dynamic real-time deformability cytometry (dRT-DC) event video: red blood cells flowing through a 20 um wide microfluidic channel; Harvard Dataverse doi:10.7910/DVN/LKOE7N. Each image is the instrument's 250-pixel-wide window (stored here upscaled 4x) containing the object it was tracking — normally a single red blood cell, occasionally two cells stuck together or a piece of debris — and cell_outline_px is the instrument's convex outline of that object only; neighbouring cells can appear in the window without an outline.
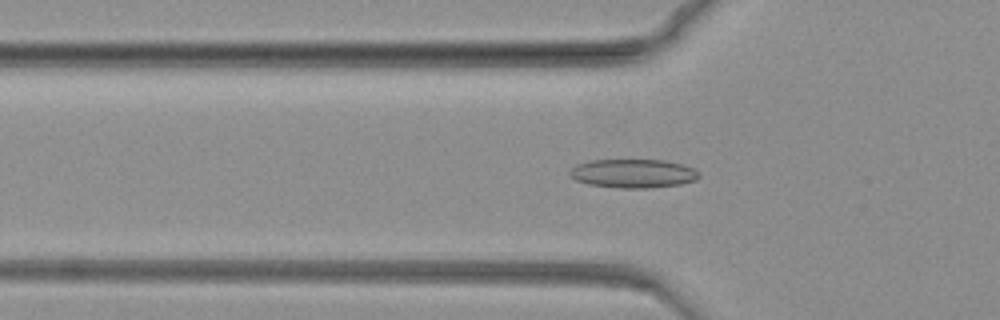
{"species": "common noctule bat (a hibernating species)", "species_latin": "Nyctalus noctula", "temperature_condition": "warm", "stored_images_in_passage": 61, "camera_frame_rate_fps": 3000, "um_per_image_px": 0.085, "animal": {"sex": "female", "body_mass_g": 19.3, "forearm_length_mm": 54.1}, "frame": {"image": 1, "passage_image": 5, "time_ms": 1.333, "image_size_px": [1000, 320], "cell_outline_px": [[700, 176], [696, 180], [680, 184], [648, 188], [620, 188], [588, 184], [576, 180], [568, 172], [576, 164], [588, 160], [664, 160], [696, 168], [700, 172]], "centroid_in_image_um": [53.84, 14.74], "position_along_channel_um": 72.0, "area_um2": 21.73}}
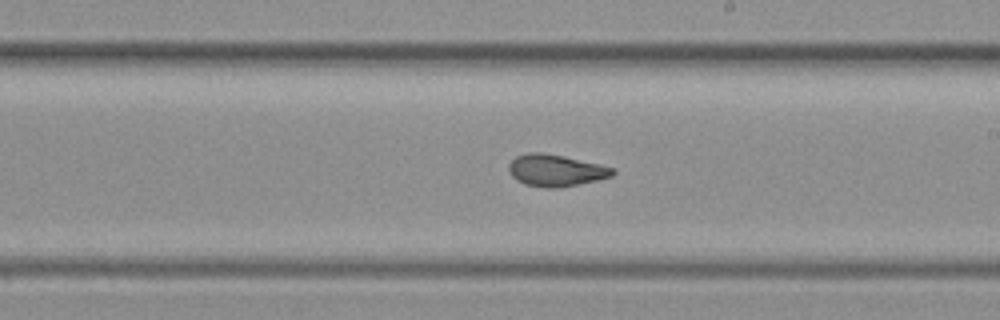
{"frame": {"image": 2, "passage_image": 25, "time_ms": 8.0, "image_size_px": [1000, 320], "cell_outline_px": [[616, 172], [612, 176], [596, 180], [560, 188], [544, 188], [524, 184], [516, 180], [512, 176], [508, 168], [508, 164], [516, 156], [528, 152], [540, 152], [564, 156], [600, 164], [612, 168]], "centroid_in_image_um": [47.21, 14.48], "position_along_channel_um": 241.8, "area_um2": 19.31}}
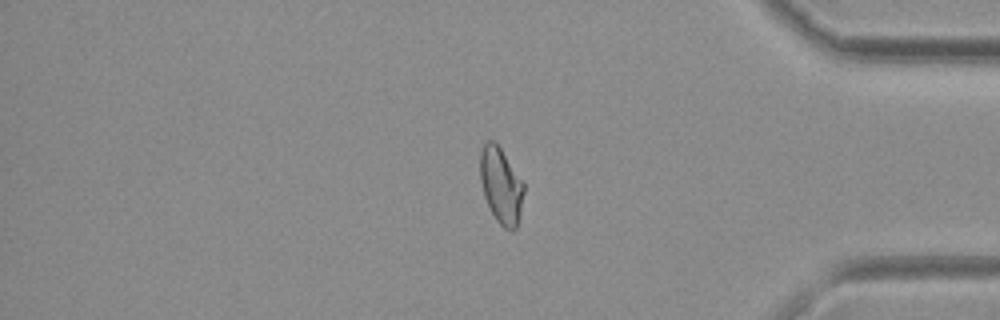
{"frame": {"image": 3, "passage_image": 46, "time_ms": 15.0, "image_size_px": [1000, 320], "cell_outline_px": [[524, 192], [520, 216], [516, 228], [512, 232], [504, 228], [496, 220], [484, 196], [480, 180], [480, 152], [484, 144], [488, 140], [492, 140], [500, 148], [524, 184]], "centroid_in_image_um": [42.58, 15.81], "position_along_channel_um": 392.6, "area_um2": 19.13}}